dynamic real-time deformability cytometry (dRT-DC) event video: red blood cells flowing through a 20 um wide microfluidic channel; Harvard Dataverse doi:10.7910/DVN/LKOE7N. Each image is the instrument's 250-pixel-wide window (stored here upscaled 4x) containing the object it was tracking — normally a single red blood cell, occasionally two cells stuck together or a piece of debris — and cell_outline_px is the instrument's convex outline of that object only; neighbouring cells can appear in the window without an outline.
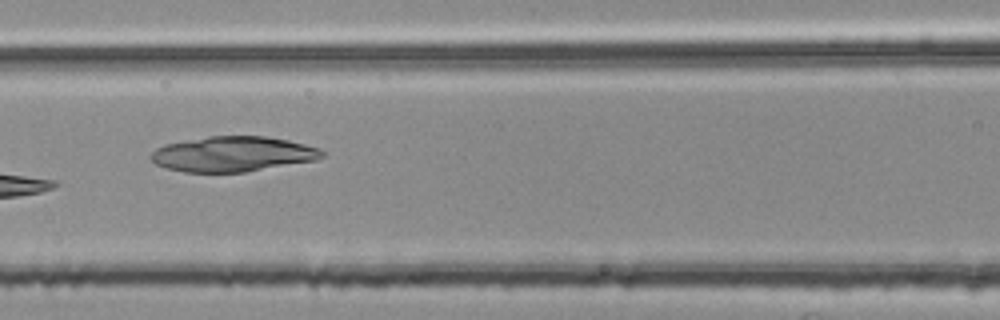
{"species": "common noctule bat (a hibernating species)", "species_latin": "Nyctalus noctula", "temperature_condition": "room temperature", "stored_images_in_passage": 5, "camera_frame_rate_fps": 3000, "um_per_image_px": 0.085, "animal": {"sex": "female", "body_mass_g": 25.1}, "frame": {"image": 1, "passage_image": 5, "time_ms": 1.333, "image_size_px": [1000, 320], "cell_outline_px": [[324, 156], [316, 160], [244, 172], [184, 172], [164, 168], [156, 164], [148, 156], [156, 148], [164, 144], [208, 136], [268, 136], [288, 140], [320, 148], [324, 152]], "centroid_in_image_um": [19.76, 13.09], "position_along_channel_um": 146.8, "area_um2": 35.2}}